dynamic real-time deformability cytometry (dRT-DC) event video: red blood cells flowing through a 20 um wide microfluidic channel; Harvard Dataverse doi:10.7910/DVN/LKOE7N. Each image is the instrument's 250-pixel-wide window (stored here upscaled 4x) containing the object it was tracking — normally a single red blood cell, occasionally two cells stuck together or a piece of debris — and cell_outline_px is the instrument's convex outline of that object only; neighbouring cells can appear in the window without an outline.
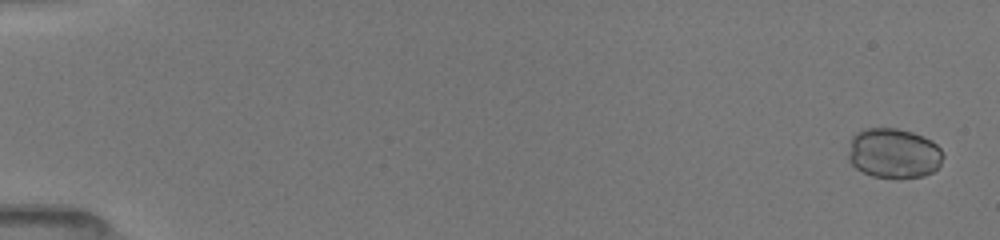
{"species": "common noctule bat (a hibernating species)", "species_latin": "Nyctalus noctula", "temperature_condition": "room temperature", "stored_images_in_passage": 19, "camera_frame_rate_fps": 3000, "um_per_image_px": 0.085, "animal": {"sex": "female", "body_mass_g": 19.5, "forearm_length_mm": 54.1}, "frame": {"image": 1, "passage_image": 1, "time_ms": 0.0, "image_size_px": [1000, 240], "cell_outline_px": [[944, 156], [940, 164], [932, 172], [924, 176], [872, 176], [856, 168], [848, 160], [848, 152], [852, 136], [856, 132], [864, 128], [896, 128], [912, 132], [924, 136], [932, 140], [940, 148]], "centroid_in_image_um": [75.95, 12.99], "position_along_channel_um": 9.0, "area_um2": 27.4}}
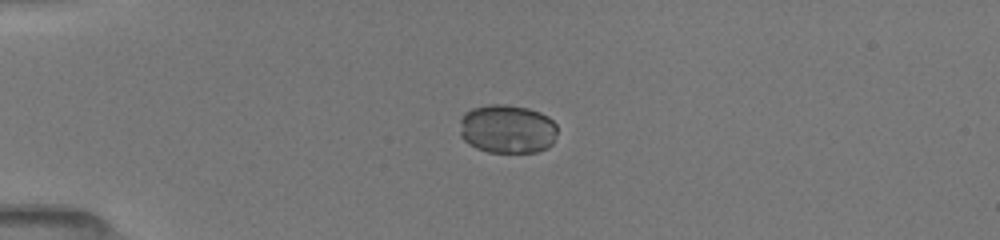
{"frame": {"image": 2, "passage_image": 10, "time_ms": 4.0, "image_size_px": [1000, 240], "cell_outline_px": [[556, 132], [552, 144], [548, 148], [536, 152], [488, 152], [476, 148], [468, 144], [460, 136], [460, 120], [464, 112], [472, 108], [488, 104], [504, 104], [528, 108], [540, 112], [548, 116], [556, 124]], "centroid_in_image_um": [43.1, 10.96], "position_along_channel_um": 41.9, "area_um2": 28.03}}
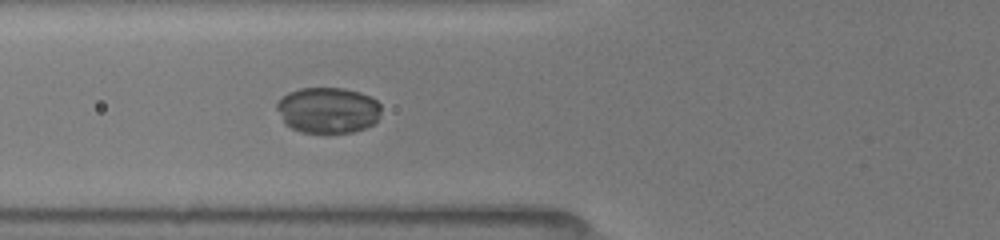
{"frame": {"image": 3, "passage_image": 18, "time_ms": 6.333, "image_size_px": [1000, 240], "cell_outline_px": [[380, 116], [372, 124], [364, 128], [352, 132], [300, 132], [284, 124], [276, 108], [276, 104], [280, 96], [288, 92], [300, 88], [344, 88], [360, 92], [376, 100], [380, 104]], "centroid_in_image_um": [27.83, 9.35], "position_along_channel_um": 98.0, "area_um2": 28.03}}